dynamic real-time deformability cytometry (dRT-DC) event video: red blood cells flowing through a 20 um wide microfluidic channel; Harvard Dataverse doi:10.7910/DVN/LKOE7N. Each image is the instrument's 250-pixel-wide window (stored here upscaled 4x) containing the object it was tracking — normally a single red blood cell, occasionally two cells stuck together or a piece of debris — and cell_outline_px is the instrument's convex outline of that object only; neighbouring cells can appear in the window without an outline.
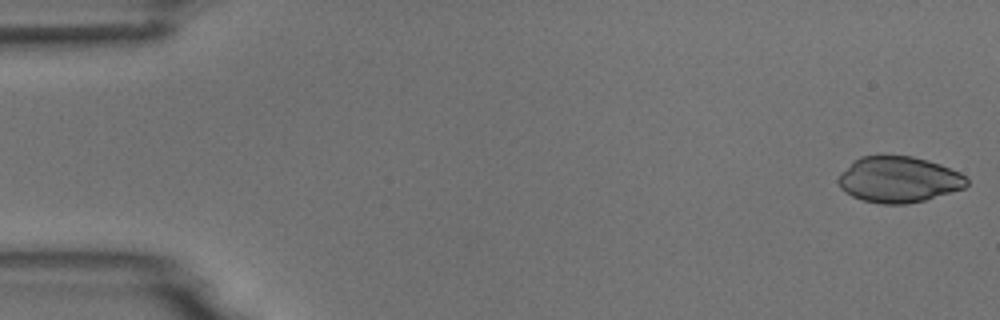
{"species": "common noctule bat (a hibernating species)", "species_latin": "Nyctalus noctula", "temperature_condition": "room temperature", "stored_images_in_passage": 53, "camera_frame_rate_fps": 3000, "um_per_image_px": 0.085, "animal": {"sex": "male", "body_mass_g": 18.8}, "frame": {"image": 1, "passage_image": 1, "time_ms": 0.0, "image_size_px": [1000, 320], "cell_outline_px": [[968, 184], [964, 188], [924, 200], [904, 204], [884, 204], [864, 200], [852, 196], [844, 192], [840, 188], [836, 180], [840, 172], [852, 160], [860, 156], [912, 156], [928, 160], [940, 164], [960, 172], [968, 180]], "centroid_in_image_um": [76.34, 15.25], "position_along_channel_um": 8.7, "area_um2": 34.51}}